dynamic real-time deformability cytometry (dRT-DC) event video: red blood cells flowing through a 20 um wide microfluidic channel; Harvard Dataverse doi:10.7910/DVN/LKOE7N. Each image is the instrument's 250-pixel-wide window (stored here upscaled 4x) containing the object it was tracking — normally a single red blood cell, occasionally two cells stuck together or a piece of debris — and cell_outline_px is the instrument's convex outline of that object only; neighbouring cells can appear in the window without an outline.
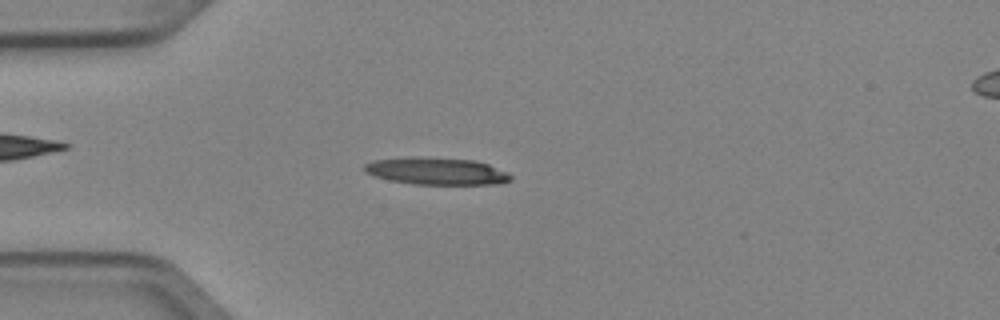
{"species": "Egyptian fruit bat (a non-hibernating species)", "species_latin": "Rousettus aegyptiacus", "temperature_condition": "cold", "stored_images_in_passage": 3, "camera_frame_rate_fps": 3000, "um_per_image_px": 0.085, "animal": {"sex": "female"}, "frame": {"image": 1, "passage_image": 3, "time_ms": 0.667, "image_size_px": [1000, 320], "cell_outline_px": [[512, 180], [500, 184], [416, 184], [392, 180], [376, 176], [368, 172], [364, 168], [364, 164], [372, 160], [412, 156], [420, 156], [476, 160], [488, 164], [508, 172], [512, 176]], "centroid_in_image_um": [37.15, 14.53], "position_along_channel_um": 47.8, "area_um2": 23.24}}